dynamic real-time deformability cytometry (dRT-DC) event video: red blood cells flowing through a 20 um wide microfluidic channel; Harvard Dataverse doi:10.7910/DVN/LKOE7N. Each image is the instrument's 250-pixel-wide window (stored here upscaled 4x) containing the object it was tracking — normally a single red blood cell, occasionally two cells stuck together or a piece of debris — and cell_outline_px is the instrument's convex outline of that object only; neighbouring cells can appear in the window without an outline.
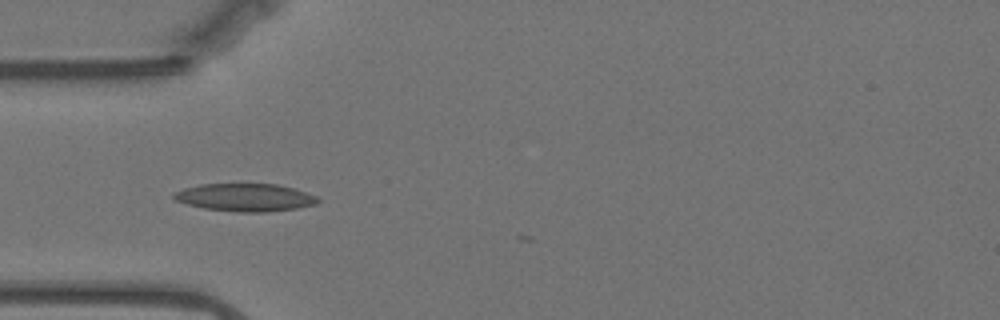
{"species": "Egyptian fruit bat (a non-hibernating species)", "species_latin": "Rousettus aegyptiacus", "temperature_condition": "warm", "stored_images_in_passage": 2, "camera_frame_rate_fps": 3000, "um_per_image_px": 0.085, "animal": {"sex": "female"}, "frame": {"image": 1, "passage_image": 1, "time_ms": 0.0, "image_size_px": [1000, 320], "cell_outline_px": [[320, 200], [316, 204], [296, 208], [268, 212], [236, 212], [204, 208], [188, 204], [176, 200], [172, 196], [172, 192], [184, 188], [200, 184], [276, 184], [292, 188], [316, 196]], "centroid_in_image_um": [20.81, 16.78], "position_along_channel_um": 64.2, "area_um2": 23.18}}